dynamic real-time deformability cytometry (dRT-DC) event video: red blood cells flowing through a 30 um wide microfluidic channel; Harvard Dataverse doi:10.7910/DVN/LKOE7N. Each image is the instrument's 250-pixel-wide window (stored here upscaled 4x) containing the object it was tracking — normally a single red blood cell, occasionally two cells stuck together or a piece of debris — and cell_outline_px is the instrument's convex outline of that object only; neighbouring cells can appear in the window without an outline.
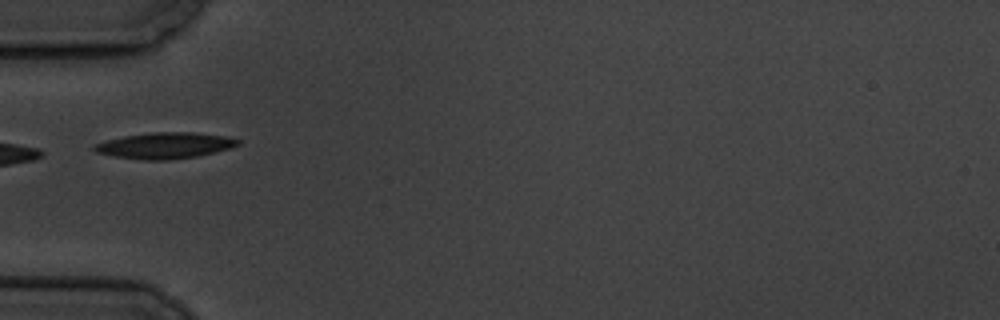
{"species": "common noctule bat (a hibernating species)", "species_latin": "Nyctalus noctula", "temperature_condition": "cold", "stored_images_in_passage": 12, "camera_frame_rate_fps": 3000, "um_per_image_px": 0.085, "animal": {"sex": "male", "body_mass_g": 19.5, "forearm_length_mm": 54.6}, "frame": {"image": 1, "passage_image": 2, "time_ms": 1.0, "image_size_px": [1000, 320], "cell_outline_px": [[240, 144], [232, 148], [196, 156], [168, 160], [144, 160], [112, 156], [96, 152], [92, 148], [92, 144], [124, 136], [152, 132], [192, 132], [228, 136], [240, 140]], "centroid_in_image_um": [14.02, 12.36], "position_along_channel_um": 71.0, "area_um2": 21.91}}
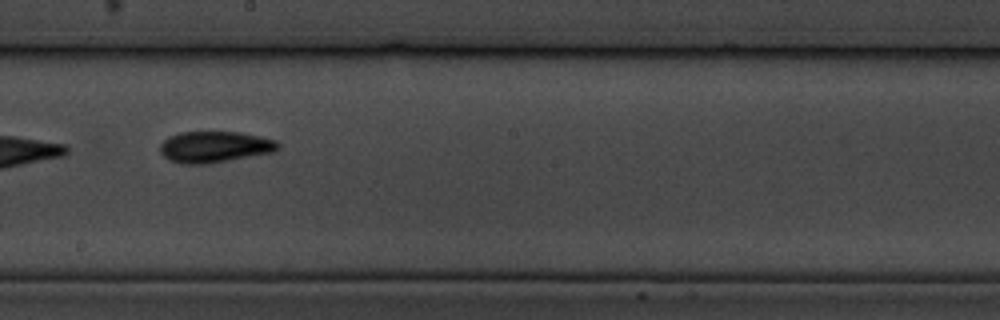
{"frame": {"image": 2, "passage_image": 6, "time_ms": 5.667, "image_size_px": [1000, 320], "cell_outline_px": [[280, 148], [276, 152], [208, 164], [180, 164], [168, 160], [160, 152], [160, 144], [168, 136], [180, 132], [240, 132], [276, 140], [280, 144]], "centroid_in_image_um": [18.25, 12.49], "position_along_channel_um": 229.9, "area_um2": 21.79}}
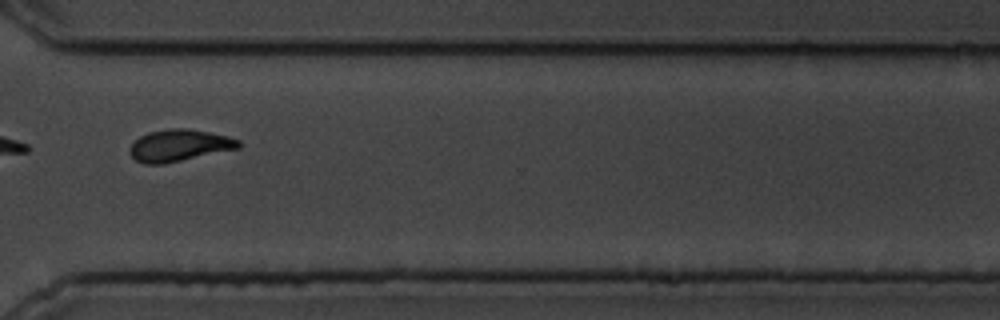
{"frame": {"image": 3, "passage_image": 9, "time_ms": 9.333, "image_size_px": [1000, 320], "cell_outline_px": [[240, 148], [164, 164], [144, 164], [136, 160], [128, 152], [132, 144], [140, 136], [148, 132], [168, 128], [188, 128], [228, 136], [240, 140]], "centroid_in_image_um": [15.23, 12.36], "position_along_channel_um": 355.4, "area_um2": 20.23}, "authors_computed_cell_mechanics": {"area_um2": 19.9988, "velocity_mm_per_s": 3.4102, "shape_relaxation_time_tau1_ms": 2.8095, "shape_relaxation_time_tau2_ms": 1.4927, "deformation_change_tau1": 0.1175, "deformation_change_tau2": 0.0851}}